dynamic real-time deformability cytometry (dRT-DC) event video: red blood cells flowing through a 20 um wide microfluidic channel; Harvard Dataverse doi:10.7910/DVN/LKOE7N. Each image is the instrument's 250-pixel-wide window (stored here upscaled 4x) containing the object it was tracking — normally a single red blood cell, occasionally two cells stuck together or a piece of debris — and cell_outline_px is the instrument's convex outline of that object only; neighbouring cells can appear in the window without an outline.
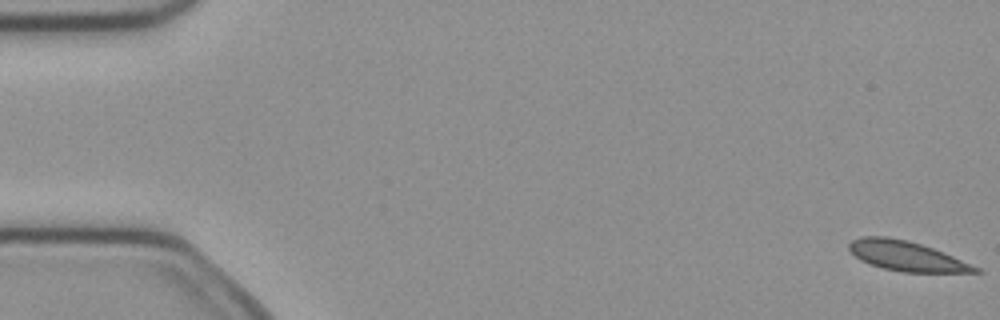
{"species": "common noctule bat (a hibernating species)", "species_latin": "Nyctalus noctula", "temperature_condition": "cold", "stored_images_in_passage": 53, "segment_of_instrument_passage": [1, 2], "camera_frame_rate_fps": 3000, "um_per_image_px": 0.085, "animal": {"sex": "female", "body_mass_g": 21.9}, "frame": {"image": 1, "passage_image": 1, "time_ms": 0.0, "image_size_px": [1000, 320], "cell_outline_px": [[984, 272], [904, 272], [884, 268], [860, 260], [848, 248], [848, 244], [852, 240], [864, 236], [888, 236], [908, 240], [944, 252], [980, 268]], "centroid_in_image_um": [77.06, 21.75], "position_along_channel_um": 7.9, "area_um2": 21.68}}
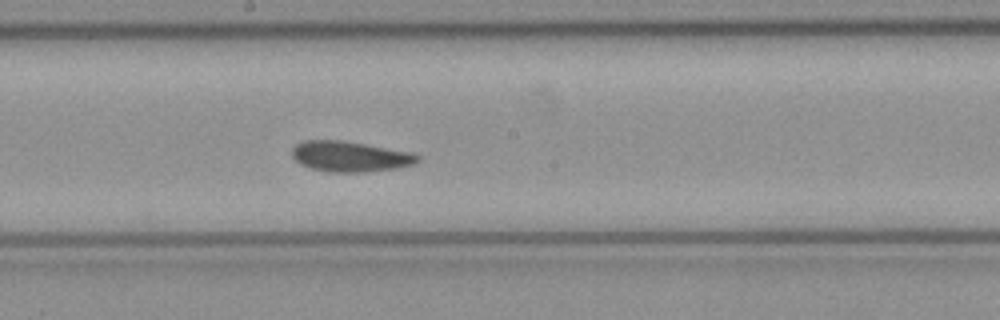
{"frame": {"image": 2, "passage_image": 28, "time_ms": 9.0, "image_size_px": [1000, 320], "cell_outline_px": [[420, 160], [416, 164], [396, 168], [364, 172], [328, 172], [312, 168], [300, 164], [292, 156], [292, 148], [296, 144], [304, 140], [340, 140], [412, 152], [420, 156]], "centroid_in_image_um": [29.77, 13.3], "position_along_channel_um": 218.4, "area_um2": 22.31}}
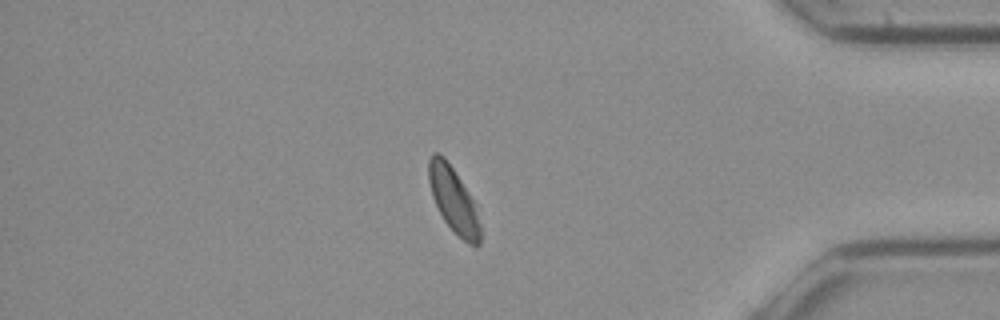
{"frame": {"image": 3, "passage_image": 44, "time_ms": 14.333, "image_size_px": [1000, 320], "cell_outline_px": [[480, 244], [476, 248], [468, 244], [444, 220], [432, 196], [428, 180], [428, 160], [432, 152], [440, 152], [444, 156], [468, 192], [472, 200], [480, 224]], "centroid_in_image_um": [38.52, 16.97], "position_along_channel_um": 396.7, "area_um2": 19.19}}